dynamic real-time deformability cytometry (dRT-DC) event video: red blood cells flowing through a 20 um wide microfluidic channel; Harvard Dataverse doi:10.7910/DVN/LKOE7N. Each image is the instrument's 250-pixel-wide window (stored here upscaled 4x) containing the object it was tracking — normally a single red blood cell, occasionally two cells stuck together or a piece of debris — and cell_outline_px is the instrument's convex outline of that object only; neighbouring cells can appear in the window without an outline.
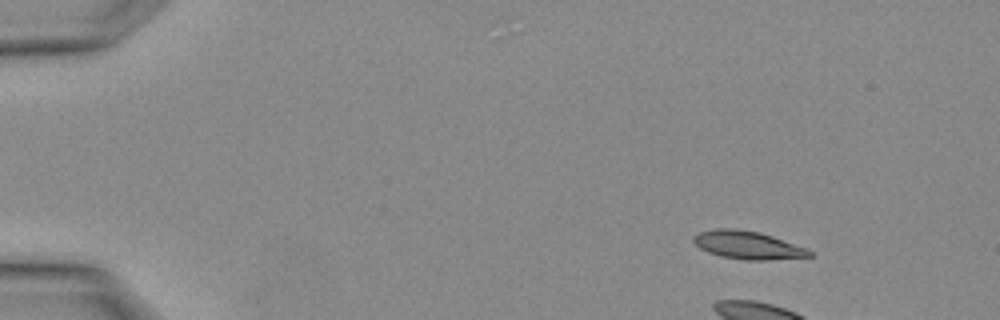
{"species": "Egyptian fruit bat (a non-hibernating species)", "species_latin": "Rousettus aegyptiacus", "temperature_condition": "warm", "stored_images_in_passage": 3, "camera_frame_rate_fps": 3000, "um_per_image_px": 0.085, "animal": {"sex": "female"}, "frame": {"image": 1, "passage_image": 1, "time_ms": 0.0, "image_size_px": [1000, 320], "cell_outline_px": [[812, 256], [768, 260], [744, 260], [720, 256], [708, 252], [700, 248], [692, 240], [692, 236], [700, 232], [716, 228], [732, 228], [760, 232], [808, 248], [812, 252]], "centroid_in_image_um": [63.55, 20.83], "position_along_channel_um": 21.4, "area_um2": 18.96}}